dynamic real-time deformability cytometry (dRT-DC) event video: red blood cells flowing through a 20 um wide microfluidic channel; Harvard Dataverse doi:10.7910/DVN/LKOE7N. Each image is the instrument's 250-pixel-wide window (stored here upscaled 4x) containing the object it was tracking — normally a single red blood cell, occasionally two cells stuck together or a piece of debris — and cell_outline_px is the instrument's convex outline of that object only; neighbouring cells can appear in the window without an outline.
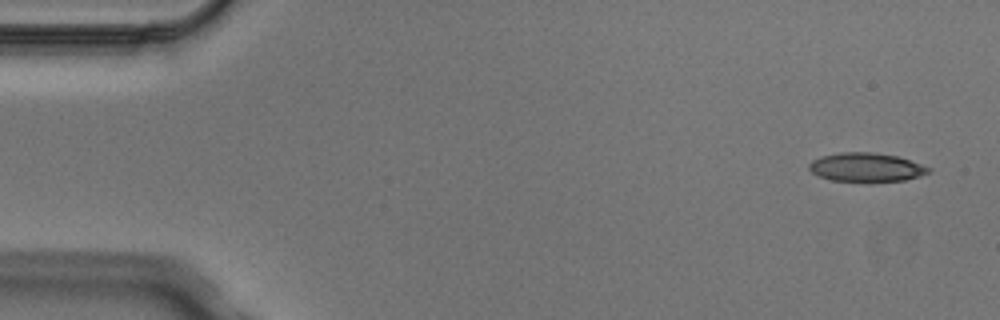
{"species": "Egyptian fruit bat (a non-hibernating species)", "species_latin": "Rousettus aegyptiacus", "temperature_condition": "cold", "stored_images_in_passage": 4, "camera_frame_rate_fps": 3000, "um_per_image_px": 0.085, "animal": {"sex": "male"}, "frame": {"image": 1, "passage_image": 1, "time_ms": 0.0, "image_size_px": [1000, 320], "cell_outline_px": [[932, 172], [920, 176], [904, 180], [832, 180], [820, 176], [812, 172], [808, 168], [808, 164], [812, 160], [820, 156], [840, 152], [872, 152], [896, 156], [932, 168]], "centroid_in_image_um": [73.62, 14.19], "position_along_channel_um": 11.4, "area_um2": 19.65}}
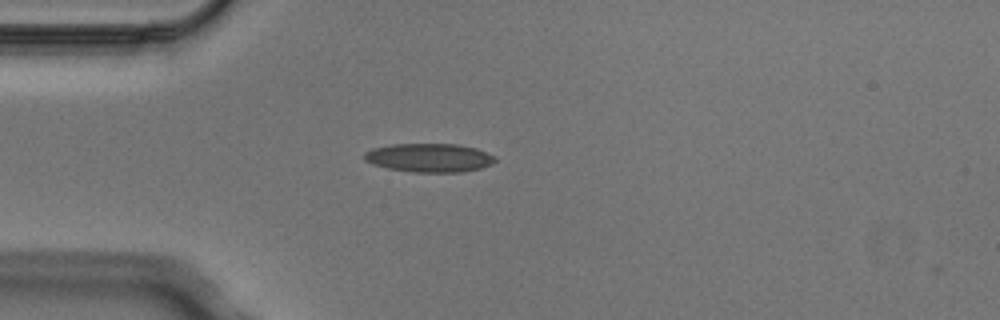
{"frame": {"image": 2, "passage_image": 4, "time_ms": 1.0, "image_size_px": [1000, 320], "cell_outline_px": [[496, 160], [492, 164], [480, 168], [464, 172], [412, 172], [388, 168], [372, 164], [364, 160], [364, 152], [372, 148], [392, 144], [460, 144], [476, 148], [496, 156]], "centroid_in_image_um": [36.49, 13.4], "position_along_channel_um": 48.5, "area_um2": 22.02}}